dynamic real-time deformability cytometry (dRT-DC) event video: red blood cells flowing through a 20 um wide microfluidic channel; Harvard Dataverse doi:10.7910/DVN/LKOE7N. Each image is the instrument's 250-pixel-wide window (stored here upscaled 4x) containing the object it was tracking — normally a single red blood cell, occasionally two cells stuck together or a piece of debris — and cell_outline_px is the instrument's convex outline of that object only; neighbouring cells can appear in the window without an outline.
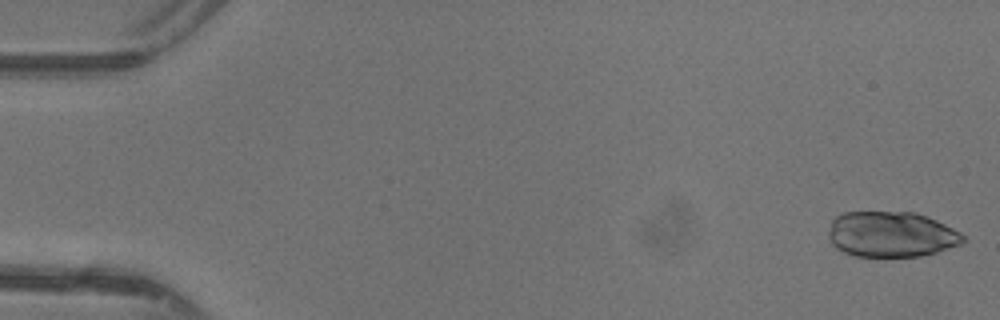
{"species": "common noctule bat (a hibernating species)", "species_latin": "Nyctalus noctula", "temperature_condition": "warm", "stored_images_in_passage": 45, "segment_of_instrument_passage": [1, 2], "camera_frame_rate_fps": 3000, "um_per_image_px": 0.085, "animal": {"sex": "female"}, "frame": {"image": 1, "passage_image": 1, "time_ms": 0.0, "image_size_px": [1000, 320], "cell_outline_px": [[964, 240], [960, 244], [936, 252], [920, 256], [856, 256], [844, 252], [836, 248], [832, 244], [828, 236], [828, 232], [832, 220], [836, 216], [844, 212], [912, 212], [936, 220], [960, 232], [964, 236]], "centroid_in_image_um": [75.72, 19.92], "position_along_channel_um": 9.3, "area_um2": 35.49}}